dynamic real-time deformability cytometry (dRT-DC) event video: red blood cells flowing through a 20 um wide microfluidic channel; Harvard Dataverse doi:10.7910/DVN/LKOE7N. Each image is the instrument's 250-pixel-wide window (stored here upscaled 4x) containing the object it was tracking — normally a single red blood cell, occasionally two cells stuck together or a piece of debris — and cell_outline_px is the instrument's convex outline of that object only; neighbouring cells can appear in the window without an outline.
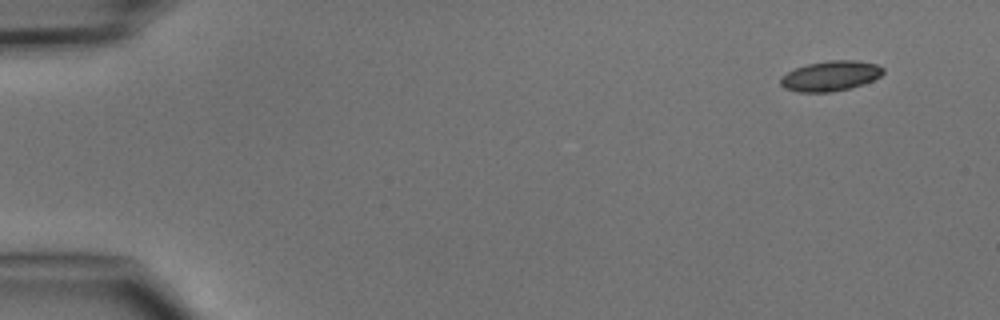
{"species": "common noctule bat (a hibernating species)", "species_latin": "Nyctalus noctula", "temperature_condition": "cold", "stored_images_in_passage": 5, "camera_frame_rate_fps": 3000, "um_per_image_px": 0.085, "animal": {"sex": "male", "body_mass_g": 15.6}, "frame": {"image": 1, "passage_image": 1, "time_ms": 0.0, "image_size_px": [1000, 320], "cell_outline_px": [[884, 72], [880, 76], [872, 80], [848, 88], [832, 92], [796, 92], [784, 88], [780, 84], [780, 76], [796, 68], [808, 64], [828, 60], [856, 60], [876, 64], [884, 68]], "centroid_in_image_um": [70.56, 6.45], "position_along_channel_um": 14.4, "area_um2": 17.92}}
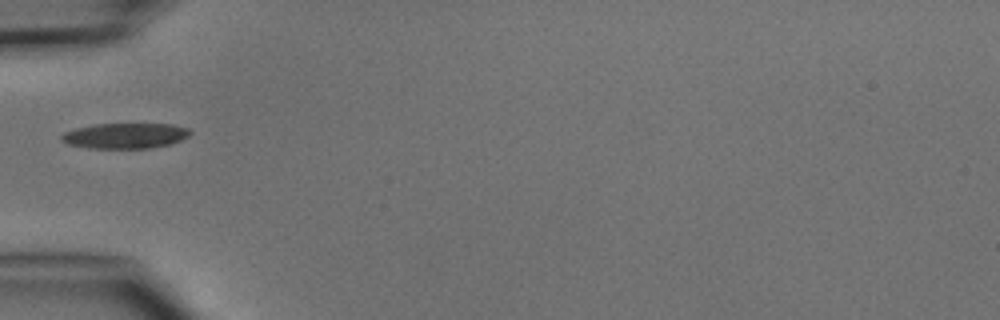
{"frame": {"image": 2, "passage_image": 4, "time_ms": 4.333, "image_size_px": [1000, 320], "cell_outline_px": [[192, 132], [188, 136], [180, 140], [168, 144], [148, 148], [88, 148], [68, 144], [60, 140], [60, 136], [64, 132], [76, 128], [96, 124], [172, 124], [188, 128]], "centroid_in_image_um": [10.61, 11.53], "position_along_channel_um": 74.4, "area_um2": 18.96}}